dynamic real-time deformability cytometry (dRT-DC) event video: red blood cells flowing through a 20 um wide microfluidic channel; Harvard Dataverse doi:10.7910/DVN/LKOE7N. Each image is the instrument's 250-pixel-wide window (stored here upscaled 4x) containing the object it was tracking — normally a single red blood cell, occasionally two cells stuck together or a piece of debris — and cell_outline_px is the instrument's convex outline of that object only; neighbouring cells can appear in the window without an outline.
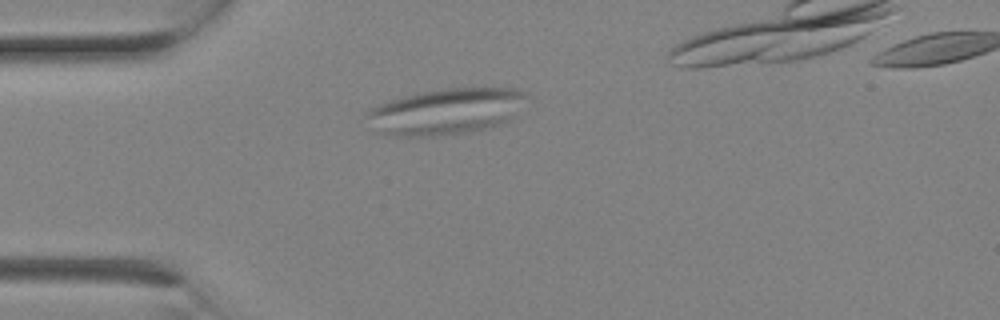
{"species": "Egyptian fruit bat (a non-hibernating species)", "species_latin": "Rousettus aegyptiacus", "temperature_condition": "room temperature", "stored_images_in_passage": 2, "camera_frame_rate_fps": 3000, "um_per_image_px": 0.085, "animal": {"sex": "female"}, "frame": {"image": 1, "passage_image": 1, "time_ms": 0.0, "image_size_px": [1000, 320], "cell_outline_px": [[528, 96], [512, 116], [508, 120], [500, 124], [484, 128], [464, 132], [440, 136], [388, 136], [376, 132], [364, 116], [364, 112], [368, 108], [388, 100], [416, 92], [448, 88], [516, 88], [524, 92]], "centroid_in_image_um": [37.79, 9.47], "position_along_channel_um": 47.2, "area_um2": 43.18}}